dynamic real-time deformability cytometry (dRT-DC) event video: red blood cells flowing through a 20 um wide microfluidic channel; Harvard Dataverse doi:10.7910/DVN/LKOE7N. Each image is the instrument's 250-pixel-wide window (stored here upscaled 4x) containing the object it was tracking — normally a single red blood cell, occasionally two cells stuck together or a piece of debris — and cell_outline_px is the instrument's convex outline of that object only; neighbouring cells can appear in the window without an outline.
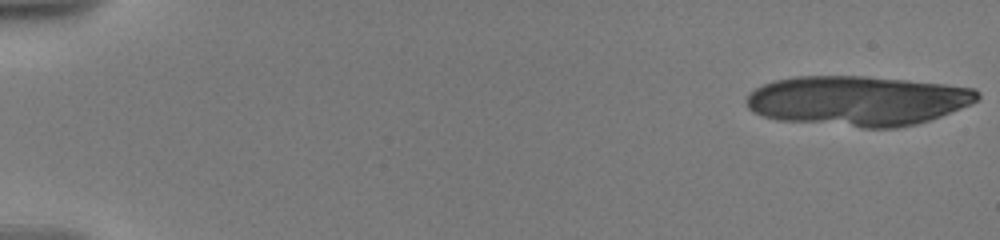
{"species": "human", "species_latin": "Homo sapiens", "temperature_condition": "warm", "stored_images_in_passage": 30, "camera_frame_rate_fps": 3000, "um_per_image_px": 0.085, "donor": {"sex": "male"}, "frame": {"image": 1, "passage_image": 1, "time_ms": 0.0, "image_size_px": [1000, 240], "cell_outline_px": [[980, 96], [976, 100], [960, 108], [940, 116], [916, 124], [896, 128], [860, 128], [776, 120], [752, 112], [748, 108], [744, 100], [748, 92], [764, 84], [776, 80], [796, 76], [864, 76], [908, 80], [944, 84], [972, 88], [980, 92]], "centroid_in_image_um": [72.83, 8.57], "position_along_channel_um": 12.2, "area_um2": 67.51}}